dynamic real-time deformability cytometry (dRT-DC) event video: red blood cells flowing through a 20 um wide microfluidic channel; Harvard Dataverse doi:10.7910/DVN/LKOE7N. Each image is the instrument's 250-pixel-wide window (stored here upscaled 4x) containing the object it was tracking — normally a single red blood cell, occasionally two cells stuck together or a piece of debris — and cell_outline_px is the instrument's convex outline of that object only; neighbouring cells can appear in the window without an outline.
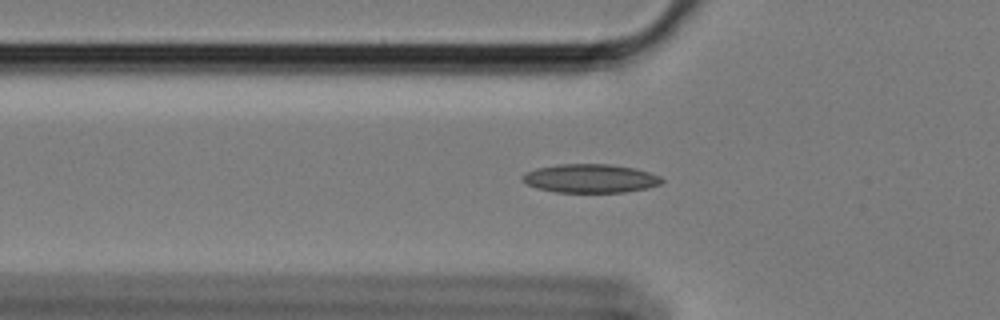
{"species": "Egyptian fruit bat (a non-hibernating species)", "species_latin": "Rousettus aegyptiacus", "temperature_condition": "cold", "stored_images_in_passage": 54, "camera_frame_rate_fps": 3000, "um_per_image_px": 0.085, "animal": {"sex": "female"}, "frame": {"image": 1, "passage_image": 20, "time_ms": 6.333, "image_size_px": [1000, 320], "cell_outline_px": [[664, 180], [660, 184], [648, 188], [624, 192], [556, 192], [536, 188], [528, 184], [524, 180], [524, 176], [528, 172], [536, 168], [556, 164], [608, 164], [636, 168], [660, 176]], "centroid_in_image_um": [50.22, 15.16], "position_along_channel_um": 75.6, "area_um2": 23.12}}
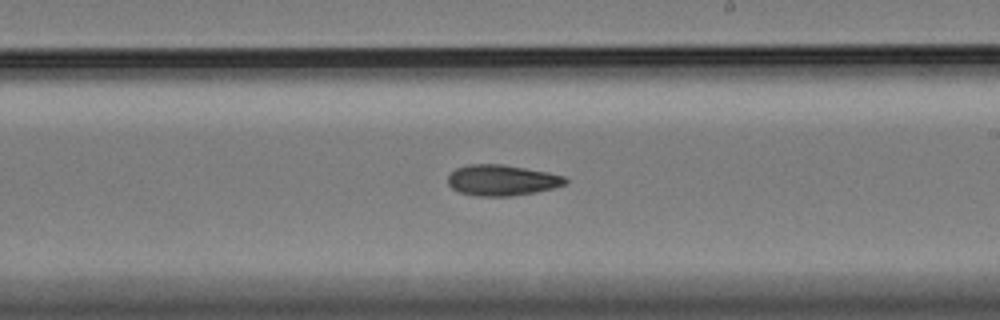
{"frame": {"image": 2, "passage_image": 35, "time_ms": 11.333, "image_size_px": [1000, 320], "cell_outline_px": [[568, 180], [564, 184], [552, 188], [536, 192], [512, 196], [476, 196], [460, 192], [452, 188], [448, 184], [448, 176], [456, 168], [468, 164], [504, 164], [548, 172], [564, 176]], "centroid_in_image_um": [42.65, 15.31], "position_along_channel_um": 246.4, "area_um2": 21.1}}
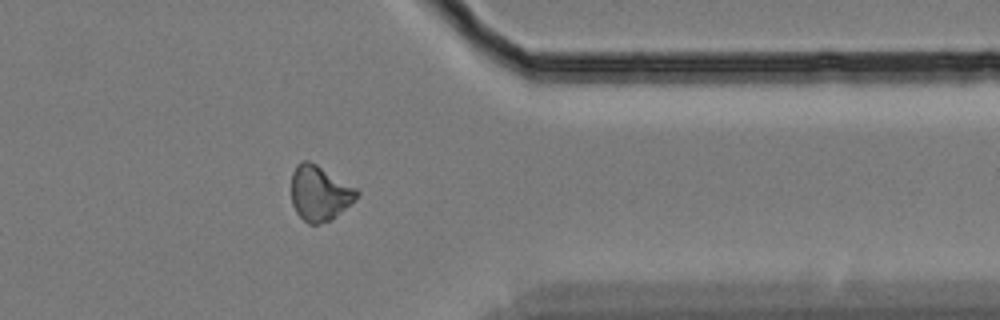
{"frame": {"image": 3, "passage_image": 48, "time_ms": 15.667, "image_size_px": [1000, 320], "cell_outline_px": [[360, 192], [356, 200], [332, 220], [320, 224], [308, 224], [296, 212], [292, 204], [292, 172], [296, 164], [300, 160], [308, 160], [316, 164], [356, 188]], "centroid_in_image_um": [27.17, 16.43], "position_along_channel_um": 384.2, "area_um2": 21.15}}